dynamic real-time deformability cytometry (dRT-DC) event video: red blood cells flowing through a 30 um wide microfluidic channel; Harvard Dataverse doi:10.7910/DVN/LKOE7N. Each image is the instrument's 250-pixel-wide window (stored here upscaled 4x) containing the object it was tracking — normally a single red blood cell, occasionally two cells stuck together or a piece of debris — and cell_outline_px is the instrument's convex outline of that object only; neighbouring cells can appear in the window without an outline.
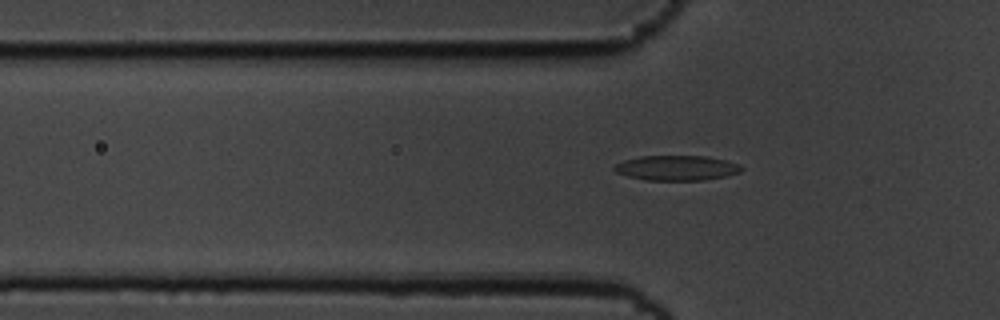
{"species": "common noctule bat (a hibernating species)", "species_latin": "Nyctalus noctula", "temperature_condition": "cold", "stored_images_in_passage": 47, "camera_frame_rate_fps": 3000, "um_per_image_px": 0.085, "animal": {"sex": "male", "body_mass_g": 19.5, "forearm_length_mm": 54.6}, "frame": {"image": 1, "passage_image": 12, "time_ms": 3.667, "image_size_px": [1000, 320], "cell_outline_px": [[744, 168], [740, 172], [724, 176], [704, 180], [644, 180], [628, 176], [616, 172], [612, 168], [616, 164], [624, 160], [640, 156], [708, 156], [728, 160], [740, 164]], "centroid_in_image_um": [57.54, 14.27], "position_along_channel_um": 68.3, "area_um2": 18.61}}
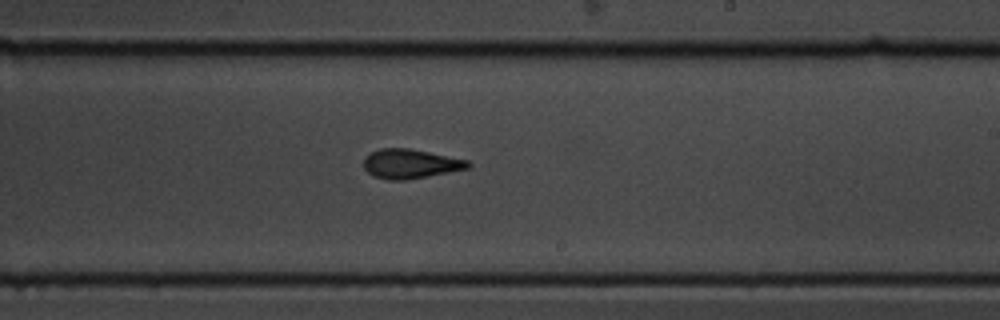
{"frame": {"image": 2, "passage_image": 28, "time_ms": 9.0, "image_size_px": [1000, 320], "cell_outline_px": [[472, 164], [468, 168], [428, 176], [404, 180], [388, 180], [372, 176], [364, 168], [364, 156], [380, 148], [408, 148], [468, 160]], "centroid_in_image_um": [34.85, 13.92], "position_along_channel_um": 254.2, "area_um2": 17.74}}
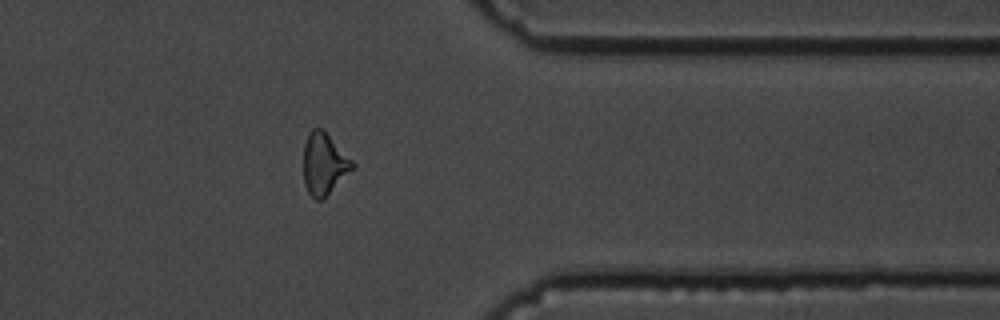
{"frame": {"image": 3, "passage_image": 40, "time_ms": 13.0, "image_size_px": [1000, 320], "cell_outline_px": [[356, 168], [324, 200], [316, 200], [308, 192], [304, 184], [304, 144], [312, 128], [324, 128], [356, 164]], "centroid_in_image_um": [27.6, 13.95], "position_along_channel_um": 383.8, "area_um2": 18.15}}